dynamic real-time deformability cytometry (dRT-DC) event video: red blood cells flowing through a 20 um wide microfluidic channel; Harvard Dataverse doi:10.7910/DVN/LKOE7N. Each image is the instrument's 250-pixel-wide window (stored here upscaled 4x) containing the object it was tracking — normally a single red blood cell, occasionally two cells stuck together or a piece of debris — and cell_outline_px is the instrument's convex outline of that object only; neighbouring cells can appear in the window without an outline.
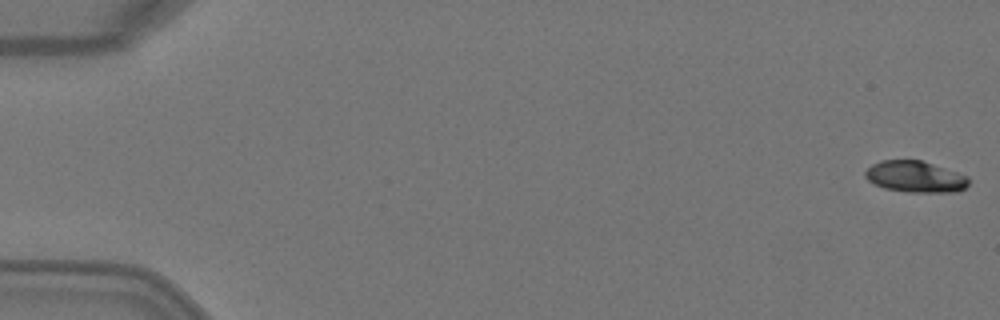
{"species": "Egyptian fruit bat (a non-hibernating species)", "species_latin": "Rousettus aegyptiacus", "temperature_condition": "warm", "stored_images_in_passage": 5, "camera_frame_rate_fps": 3000, "um_per_image_px": 0.085, "animal": {"sex": "female"}, "frame": {"image": 1, "passage_image": 1, "time_ms": 0.0, "image_size_px": [1000, 320], "cell_outline_px": [[968, 184], [964, 188], [956, 192], [908, 192], [884, 188], [868, 180], [864, 176], [864, 172], [872, 164], [880, 160], [920, 160], [968, 176]], "centroid_in_image_um": [77.77, 15.02], "position_along_channel_um": 7.2, "area_um2": 18.73}}
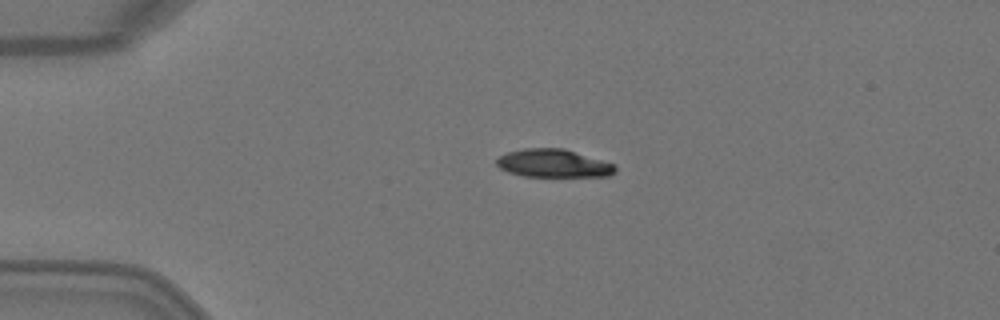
{"frame": {"image": 2, "passage_image": 4, "time_ms": 1.0, "image_size_px": [1000, 320], "cell_outline_px": [[616, 172], [608, 176], [524, 176], [508, 172], [500, 168], [496, 164], [496, 160], [500, 156], [508, 152], [524, 148], [564, 148], [616, 164]], "centroid_in_image_um": [47.06, 13.88], "position_along_channel_um": 37.9, "area_um2": 19.42}}